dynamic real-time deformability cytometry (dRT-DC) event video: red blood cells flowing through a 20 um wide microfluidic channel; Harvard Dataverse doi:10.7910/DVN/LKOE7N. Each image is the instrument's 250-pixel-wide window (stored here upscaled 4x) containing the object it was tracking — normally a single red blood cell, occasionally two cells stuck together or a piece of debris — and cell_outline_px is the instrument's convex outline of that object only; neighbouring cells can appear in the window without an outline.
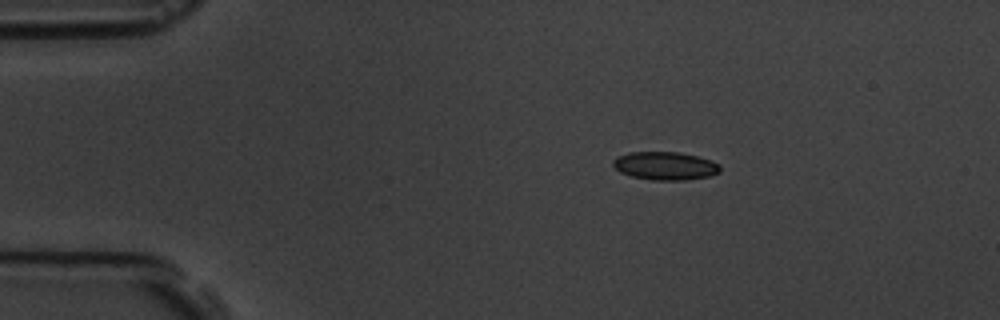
{"species": "common noctule bat (a hibernating species)", "species_latin": "Nyctalus noctula", "temperature_condition": "room temperature", "stored_images_in_passage": 5, "camera_frame_rate_fps": 3000, "um_per_image_px": 0.085, "animal": {"sex": "male", "body_mass_g": 19.5, "forearm_length_mm": 54.6}, "frame": {"image": 1, "passage_image": 3, "time_ms": 2.0, "image_size_px": [1000, 320], "cell_outline_px": [[720, 172], [708, 176], [684, 180], [652, 180], [632, 176], [620, 172], [612, 164], [612, 160], [616, 156], [628, 152], [676, 152], [696, 156], [712, 160], [720, 164]], "centroid_in_image_um": [56.52, 14.09], "position_along_channel_um": 28.5, "area_um2": 17.57}}